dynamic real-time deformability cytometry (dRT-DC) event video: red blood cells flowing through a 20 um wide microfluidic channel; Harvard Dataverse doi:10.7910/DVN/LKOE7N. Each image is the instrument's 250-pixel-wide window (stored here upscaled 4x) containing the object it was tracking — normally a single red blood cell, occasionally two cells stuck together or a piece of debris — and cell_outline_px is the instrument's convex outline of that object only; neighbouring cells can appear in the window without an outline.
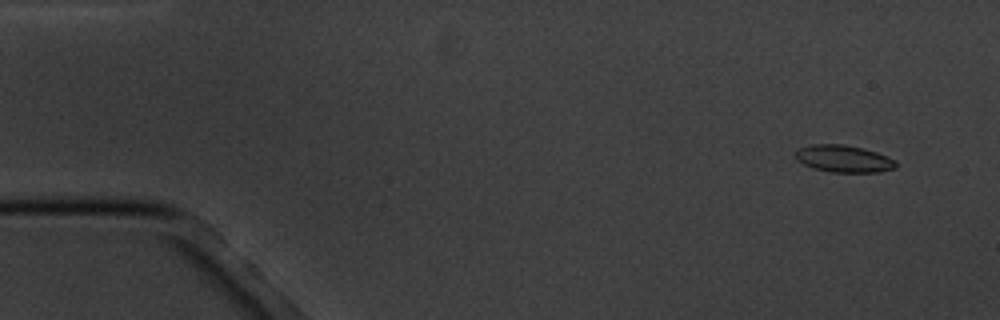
{"species": "common noctule bat (a hibernating species)", "species_latin": "Nyctalus noctula", "temperature_condition": "cold", "stored_images_in_passage": 10, "camera_frame_rate_fps": 3000, "um_per_image_px": 0.085, "animal": {"sex": "male", "body_mass_g": 20.1, "forearm_length_mm": 53.5}, "frame": {"image": 1, "passage_image": 1, "time_ms": 0.0, "image_size_px": [1000, 320], "cell_outline_px": [[896, 168], [880, 172], [832, 172], [812, 168], [796, 160], [792, 156], [796, 148], [812, 144], [844, 144], [876, 152], [888, 156], [896, 160]], "centroid_in_image_um": [71.66, 13.49], "position_along_channel_um": 13.3, "area_um2": 16.13}}
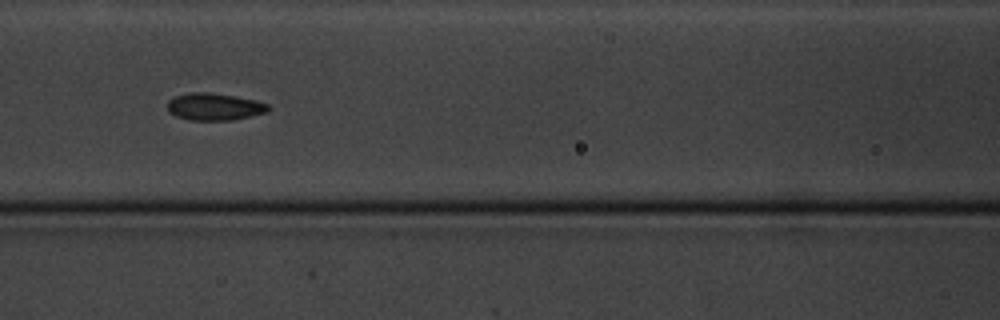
{"frame": {"image": 2, "passage_image": 7, "time_ms": 7.0, "image_size_px": [1000, 320], "cell_outline_px": [[268, 112], [232, 120], [188, 120], [176, 116], [168, 112], [168, 100], [176, 96], [192, 92], [208, 92], [236, 96], [256, 100], [268, 104]], "centroid_in_image_um": [18.21, 9.07], "position_along_channel_um": 148.4, "area_um2": 15.95}}
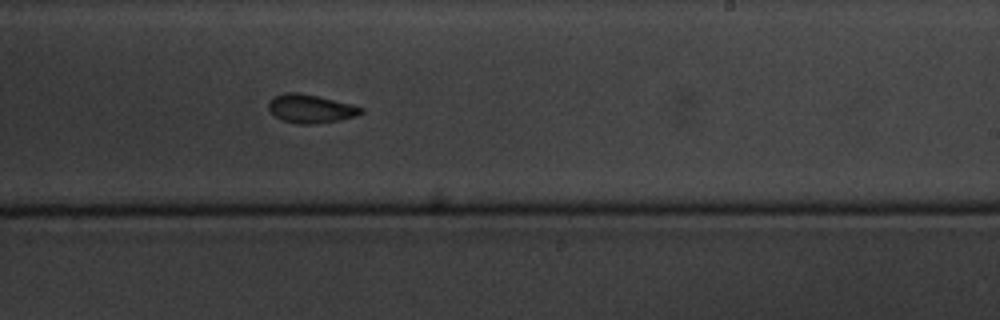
{"frame": {"image": 3, "passage_image": 10, "time_ms": 10.333, "image_size_px": [1000, 320], "cell_outline_px": [[364, 112], [356, 116], [336, 120], [312, 124], [296, 124], [284, 120], [276, 116], [268, 108], [268, 100], [272, 96], [284, 92], [300, 92], [364, 108]], "centroid_in_image_um": [26.34, 9.22], "position_along_channel_um": 262.7, "area_um2": 15.14}}